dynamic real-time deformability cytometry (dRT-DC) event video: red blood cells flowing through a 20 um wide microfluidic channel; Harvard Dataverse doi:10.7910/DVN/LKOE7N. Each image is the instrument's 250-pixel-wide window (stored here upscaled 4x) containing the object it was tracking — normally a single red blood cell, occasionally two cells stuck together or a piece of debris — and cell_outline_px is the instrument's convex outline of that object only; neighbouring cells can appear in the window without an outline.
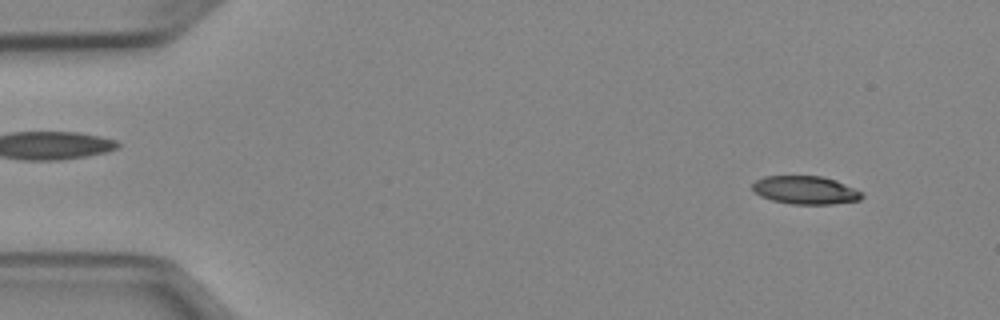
{"species": "Egyptian fruit bat (a non-hibernating species)", "species_latin": "Rousettus aegyptiacus", "temperature_condition": "cold", "stored_images_in_passage": 50, "camera_frame_rate_fps": 3000, "um_per_image_px": 0.085, "animal": {"sex": "female"}, "frame": {"image": 1, "passage_image": 4, "time_ms": 1.0, "image_size_px": [1000, 320], "cell_outline_px": [[864, 196], [860, 200], [832, 204], [792, 204], [772, 200], [760, 196], [752, 188], [752, 184], [756, 180], [764, 176], [820, 176], [836, 180], [864, 192]], "centroid_in_image_um": [68.49, 16.16], "position_along_channel_um": 16.5, "area_um2": 18.03}}
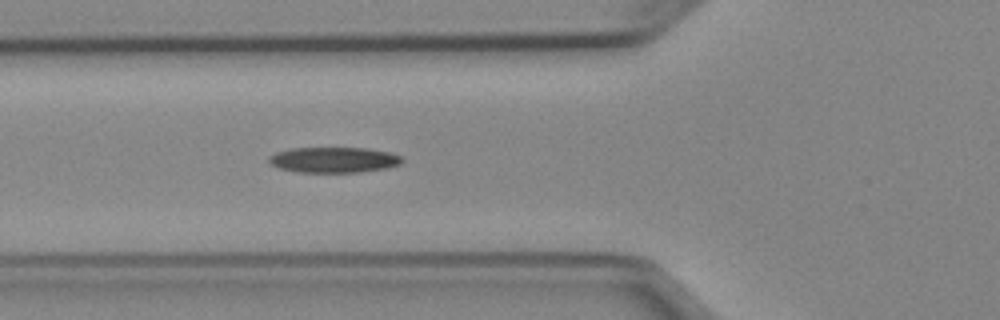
{"frame": {"image": 2, "passage_image": 18, "time_ms": 5.667, "image_size_px": [1000, 320], "cell_outline_px": [[404, 160], [400, 164], [388, 168], [360, 172], [296, 172], [280, 168], [272, 164], [268, 160], [268, 156], [276, 152], [292, 148], [364, 148], [388, 152], [400, 156]], "centroid_in_image_um": [28.37, 13.59], "position_along_channel_um": 97.4, "area_um2": 19.77}}
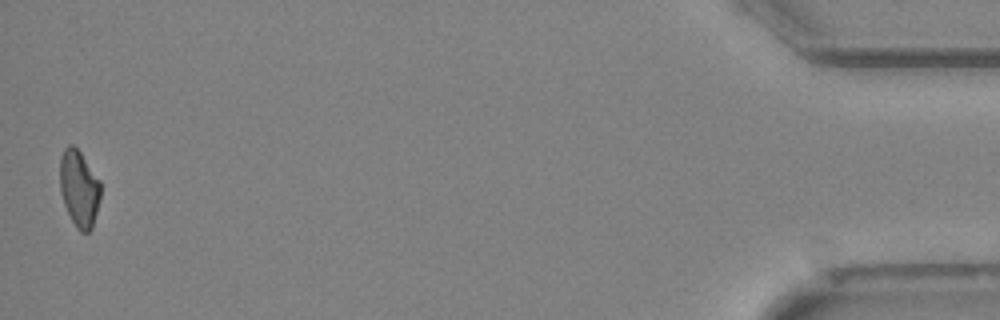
{"frame": {"image": 3, "passage_image": 50, "time_ms": 16.333, "image_size_px": [1000, 320], "cell_outline_px": [[100, 196], [92, 228], [88, 232], [80, 232], [76, 228], [64, 204], [60, 192], [60, 156], [64, 148], [68, 144], [72, 144], [80, 152], [100, 180]], "centroid_in_image_um": [6.71, 16.01], "position_along_channel_um": 428.5, "area_um2": 18.09}, "authors_computed_cell_mechanics": {"area_um2": 19.1607, "velocity_mm_per_s": 3.9631, "shape_relaxation_time_tau1_ms": 8.1782, "shape_relaxation_time_tau2_ms": 9.8767, "deformation_change_tau1": 0.1978, "deformation_change_tau2": 0.2086}}